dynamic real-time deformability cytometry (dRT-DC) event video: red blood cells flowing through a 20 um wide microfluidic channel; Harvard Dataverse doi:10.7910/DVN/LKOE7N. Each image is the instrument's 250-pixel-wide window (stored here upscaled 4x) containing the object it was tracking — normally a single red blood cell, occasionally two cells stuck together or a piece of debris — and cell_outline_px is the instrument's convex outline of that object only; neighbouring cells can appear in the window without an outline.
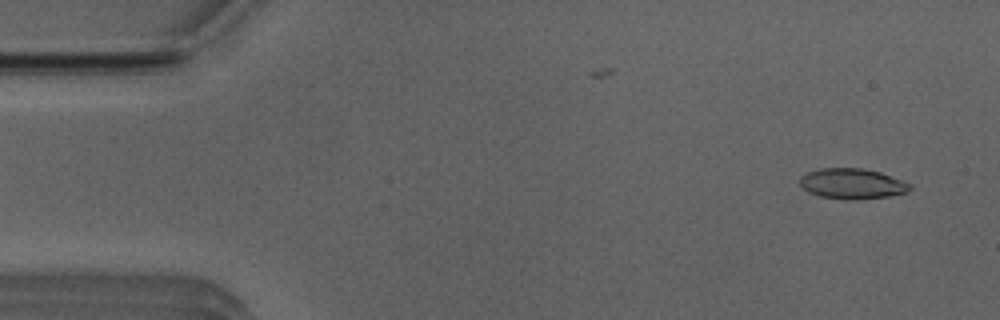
{"species": "Egyptian fruit bat (a non-hibernating species)", "species_latin": "Rousettus aegyptiacus", "temperature_condition": "room temperature", "stored_images_in_passage": 50, "camera_frame_rate_fps": 3000, "um_per_image_px": 0.085, "animal": {"sex": "male"}, "frame": {"image": 1, "passage_image": 2, "time_ms": 0.333, "image_size_px": [1000, 320], "cell_outline_px": [[912, 188], [904, 192], [888, 196], [856, 200], [852, 200], [820, 196], [808, 192], [800, 184], [800, 176], [808, 172], [820, 168], [864, 168], [880, 172], [912, 184]], "centroid_in_image_um": [72.43, 15.61], "position_along_channel_um": 12.6, "area_um2": 19.42}}
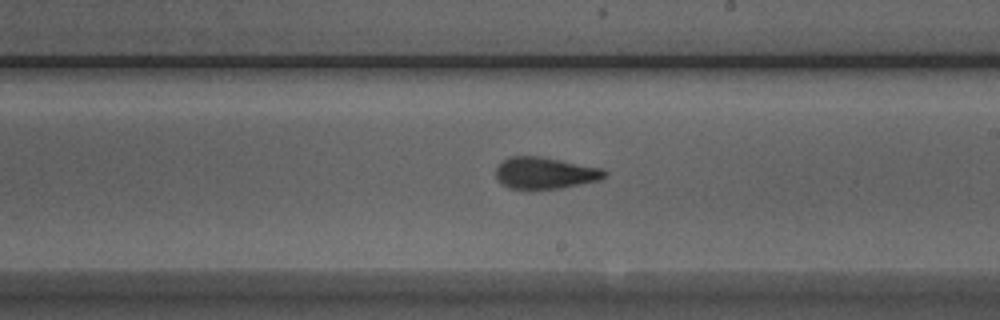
{"frame": {"image": 2, "passage_image": 28, "time_ms": 9.0, "image_size_px": [1000, 320], "cell_outline_px": [[608, 172], [600, 180], [560, 188], [508, 188], [496, 180], [496, 168], [504, 160], [512, 156], [540, 156], [604, 168]], "centroid_in_image_um": [46.34, 14.69], "position_along_channel_um": 242.7, "area_um2": 19.94}}
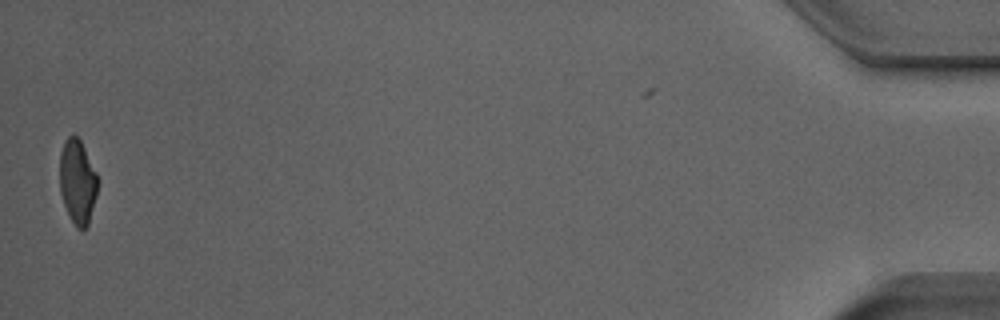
{"frame": {"image": 3, "passage_image": 50, "time_ms": 16.333, "image_size_px": [1000, 320], "cell_outline_px": [[96, 196], [88, 224], [84, 228], [76, 228], [64, 204], [60, 192], [60, 152], [64, 140], [72, 132], [80, 140], [96, 172]], "centroid_in_image_um": [6.56, 15.4], "position_along_channel_um": 428.6, "area_um2": 18.32}, "authors_computed_cell_mechanics": {"area_um2": 19.8832, "velocity_mm_per_s": 3.9222, "shape_relaxation_time_tau1_ms": null, "shape_relaxation_time_tau2_ms": 1.8368, "deformation_change_tau1": null, "deformation_change_tau2": 0.1065}}